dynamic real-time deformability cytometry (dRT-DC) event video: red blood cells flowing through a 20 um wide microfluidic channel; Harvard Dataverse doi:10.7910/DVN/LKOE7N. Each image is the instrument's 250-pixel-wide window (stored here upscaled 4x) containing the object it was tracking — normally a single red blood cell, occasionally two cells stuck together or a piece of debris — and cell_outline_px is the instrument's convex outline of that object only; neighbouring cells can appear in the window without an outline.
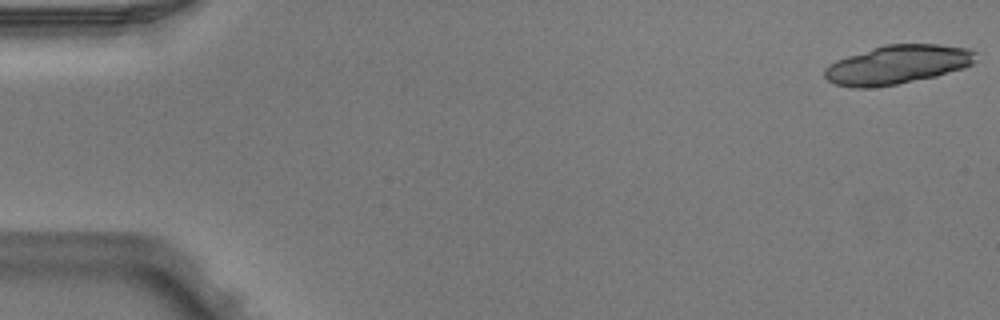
{"species": "Egyptian fruit bat (a non-hibernating species)", "species_latin": "Rousettus aegyptiacus", "temperature_condition": "warm", "stored_images_in_passage": 4, "camera_frame_rate_fps": 3000, "um_per_image_px": 0.085, "animal": {"sex": "male"}, "frame": {"image": 1, "passage_image": 1, "time_ms": 0.0, "image_size_px": [1000, 320], "cell_outline_px": [[976, 60], [972, 64], [964, 68], [936, 76], [896, 84], [864, 88], [852, 88], [836, 84], [828, 80], [824, 76], [824, 68], [828, 64], [836, 60], [884, 44], [940, 44], [968, 48], [976, 52]], "centroid_in_image_um": [76.29, 5.48], "position_along_channel_um": 8.7, "area_um2": 34.22}}